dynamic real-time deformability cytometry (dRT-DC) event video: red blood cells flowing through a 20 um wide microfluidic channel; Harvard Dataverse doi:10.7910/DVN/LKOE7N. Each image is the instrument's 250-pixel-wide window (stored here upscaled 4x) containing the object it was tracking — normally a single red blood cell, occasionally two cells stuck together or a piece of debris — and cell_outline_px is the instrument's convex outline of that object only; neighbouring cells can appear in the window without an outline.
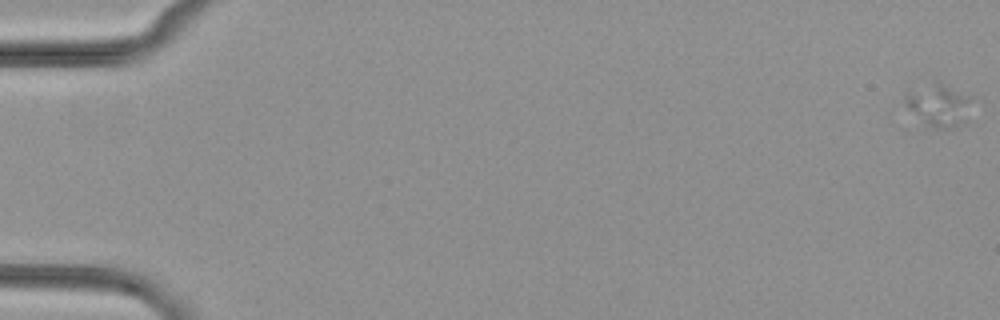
{"species": "common noctule bat (a hibernating species)", "species_latin": "Nyctalus noctula", "temperature_condition": "cold", "stored_images_in_passage": 51, "camera_frame_rate_fps": 3000, "um_per_image_px": 0.085, "animal": {"sex": "female", "body_mass_g": 29.2, "forearm_length_mm": 56.3}, "frame": {"image": 1, "passage_image": 1, "time_ms": 0.0, "image_size_px": [1000, 320], "cell_outline_px": [[968, 120], [964, 124], [952, 128], [924, 128], [908, 108], [904, 100], [904, 96], [908, 84], [940, 80], [968, 96]], "centroid_in_image_um": [79.65, 8.89], "position_along_channel_um": 5.4, "area_um2": 17.63}}
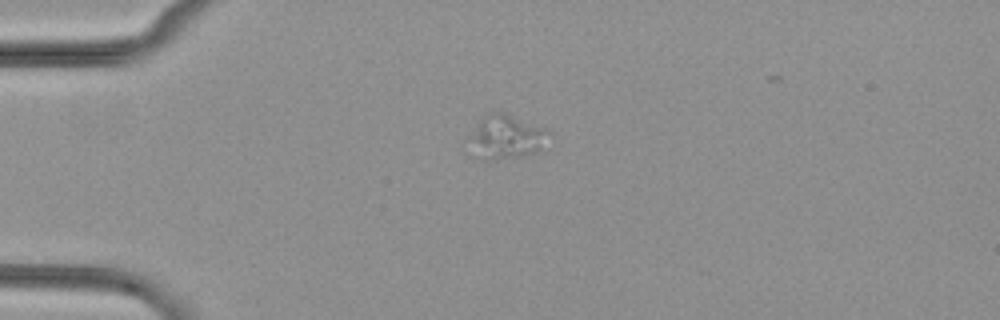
{"frame": {"image": 2, "passage_image": 15, "time_ms": 4.667, "image_size_px": [1000, 320], "cell_outline_px": [[548, 132], [540, 148], [532, 152], [520, 156], [492, 160], [476, 160], [472, 156], [472, 136], [484, 112], [492, 108], [504, 112], [548, 128]], "centroid_in_image_um": [42.97, 11.6], "position_along_channel_um": 42.0, "area_um2": 20.35}}
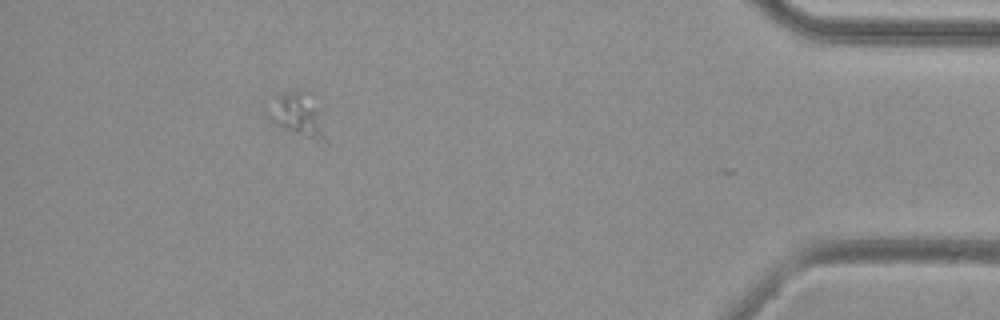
{"frame": {"image": 3, "passage_image": 50, "time_ms": 16.333, "image_size_px": [1000, 320], "cell_outline_px": [[328, 144], [316, 140], [284, 128], [276, 124], [264, 116], [264, 108], [280, 92], [308, 92], [316, 96], [328, 140]], "centroid_in_image_um": [25.3, 9.73], "position_along_channel_um": 409.9, "area_um2": 15.14}}